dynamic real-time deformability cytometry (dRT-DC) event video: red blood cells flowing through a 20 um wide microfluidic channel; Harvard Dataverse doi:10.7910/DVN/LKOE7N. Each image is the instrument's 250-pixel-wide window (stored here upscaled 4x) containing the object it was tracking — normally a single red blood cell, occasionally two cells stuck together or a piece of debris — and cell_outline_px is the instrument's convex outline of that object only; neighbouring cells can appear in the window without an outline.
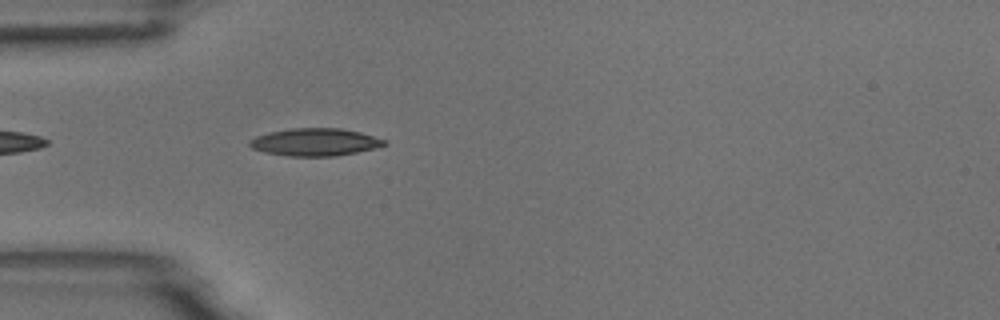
{"species": "common noctule bat (a hibernating species)", "species_latin": "Nyctalus noctula", "temperature_condition": "room temperature", "stored_images_in_passage": 5, "camera_frame_rate_fps": 3000, "um_per_image_px": 0.085, "animal": {"sex": "male", "body_mass_g": 18.8}, "frame": {"image": 1, "passage_image": 5, "time_ms": 1.333, "image_size_px": [1000, 320], "cell_outline_px": [[388, 144], [376, 148], [336, 156], [288, 156], [264, 152], [252, 148], [248, 144], [248, 140], [256, 136], [268, 132], [292, 128], [340, 128], [360, 132], [388, 140]], "centroid_in_image_um": [26.79, 12.07], "position_along_channel_um": 58.2, "area_um2": 21.79}}